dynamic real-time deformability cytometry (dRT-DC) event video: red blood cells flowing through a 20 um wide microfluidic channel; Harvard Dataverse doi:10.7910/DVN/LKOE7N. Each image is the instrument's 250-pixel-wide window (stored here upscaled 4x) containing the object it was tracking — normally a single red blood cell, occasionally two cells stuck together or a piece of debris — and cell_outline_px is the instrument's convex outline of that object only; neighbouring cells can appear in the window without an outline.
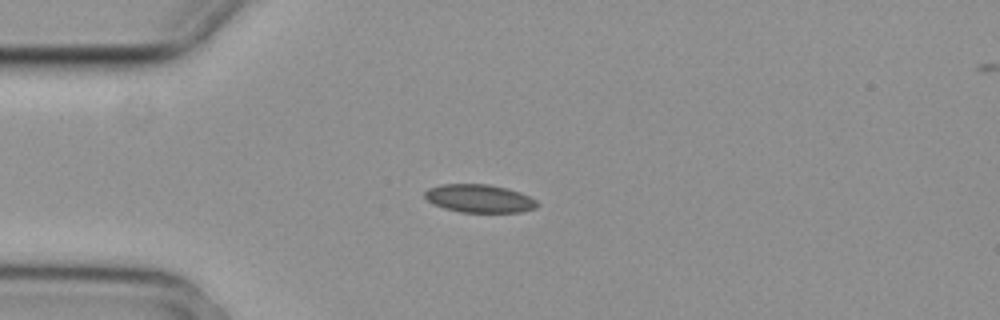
{"species": "common noctule bat (a hibernating species)", "species_latin": "Nyctalus noctula", "temperature_condition": "cold", "stored_images_in_passage": 6, "camera_frame_rate_fps": 3000, "um_per_image_px": 0.085, "animal": {"sex": "female", "body_mass_g": 29.2, "forearm_length_mm": 56.3}, "frame": {"image": 1, "passage_image": 3, "time_ms": 0.667, "image_size_px": [1000, 320], "cell_outline_px": [[540, 204], [536, 208], [520, 212], [460, 212], [444, 208], [432, 204], [424, 196], [424, 192], [428, 188], [444, 184], [488, 184], [508, 188], [520, 192], [536, 200]], "centroid_in_image_um": [40.75, 16.87], "position_along_channel_um": 44.3, "area_um2": 18.5}}
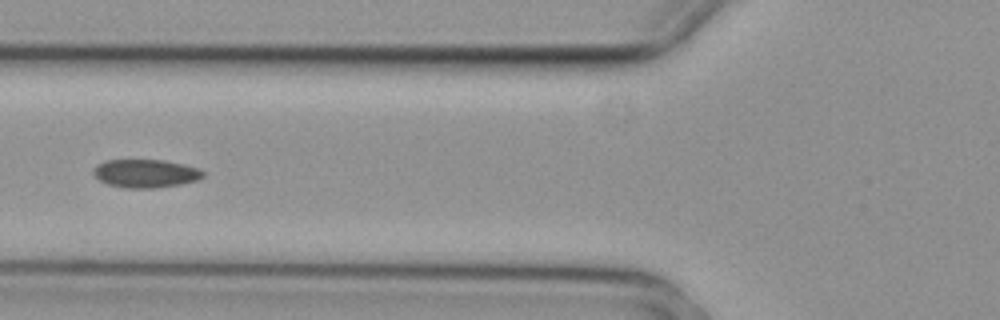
{"frame": {"image": 2, "passage_image": 5, "time_ms": 1.333, "image_size_px": [1000, 320], "cell_outline_px": [[204, 176], [196, 180], [180, 184], [156, 188], [124, 188], [108, 184], [100, 180], [92, 172], [92, 168], [96, 164], [104, 160], [164, 160], [184, 164], [200, 168], [204, 172]], "centroid_in_image_um": [12.36, 14.73], "position_along_channel_um": 113.4, "area_um2": 18.21}}
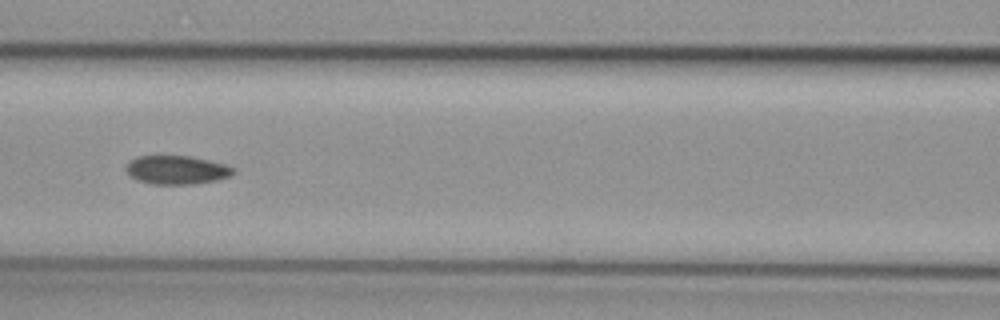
{"frame": {"image": 3, "passage_image": 6, "time_ms": 1.667, "image_size_px": [1000, 320], "cell_outline_px": [[236, 172], [232, 176], [216, 180], [196, 184], [152, 184], [136, 180], [128, 176], [124, 168], [124, 164], [128, 160], [136, 156], [192, 156], [224, 164], [236, 168]], "centroid_in_image_um": [14.98, 14.44], "position_along_channel_um": 151.6, "area_um2": 18.38}}